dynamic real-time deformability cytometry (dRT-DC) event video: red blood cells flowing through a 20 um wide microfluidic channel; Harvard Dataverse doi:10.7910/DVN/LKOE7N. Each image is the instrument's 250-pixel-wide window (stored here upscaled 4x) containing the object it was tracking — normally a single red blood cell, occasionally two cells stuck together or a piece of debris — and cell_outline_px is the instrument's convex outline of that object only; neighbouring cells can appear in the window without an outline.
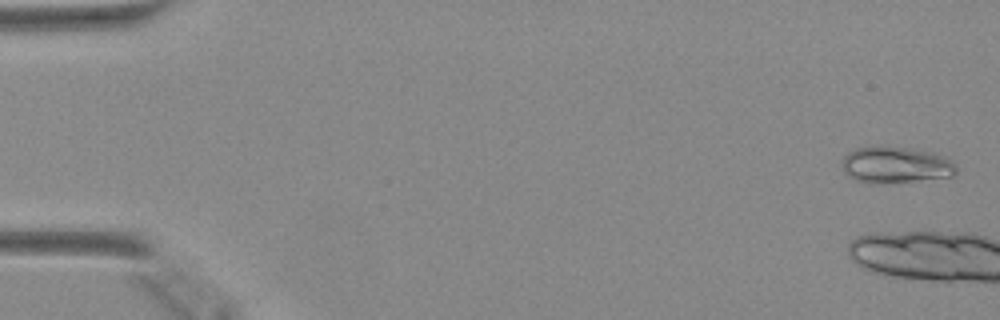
{"species": "Egyptian fruit bat (a non-hibernating species)", "species_latin": "Rousettus aegyptiacus", "temperature_condition": "warm", "stored_images_in_passage": 5, "camera_frame_rate_fps": 3000, "um_per_image_px": 0.085, "animal": {"sex": "female"}, "frame": {"image": 1, "passage_image": 2, "time_ms": 0.333, "image_size_px": [1000, 320], "cell_outline_px": [[956, 172], [952, 176], [912, 180], [860, 180], [848, 176], [844, 172], [840, 164], [844, 156], [848, 152], [856, 148], [868, 144], [884, 144], [912, 148], [932, 152], [952, 160], [956, 164]], "centroid_in_image_um": [76.1, 13.91], "position_along_channel_um": 8.9, "area_um2": 23.93}}